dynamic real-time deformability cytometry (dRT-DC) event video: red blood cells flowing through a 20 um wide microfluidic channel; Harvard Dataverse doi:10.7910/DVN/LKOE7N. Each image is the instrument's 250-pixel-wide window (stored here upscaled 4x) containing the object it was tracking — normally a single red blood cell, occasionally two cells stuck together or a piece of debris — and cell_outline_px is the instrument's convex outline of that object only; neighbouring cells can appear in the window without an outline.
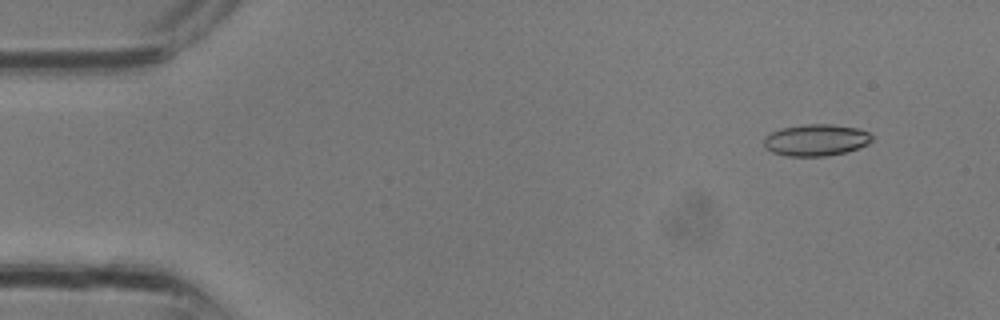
{"species": "common noctule bat (a hibernating species)", "species_latin": "Nyctalus noctula", "temperature_condition": "room temperature", "stored_images_in_passage": 8, "camera_frame_rate_fps": 3000, "um_per_image_px": 0.085, "animal": {"sex": "male", "body_mass_g": 13.3}, "frame": {"image": 1, "passage_image": 1, "time_ms": 0.0, "image_size_px": [1000, 320], "cell_outline_px": [[872, 140], [868, 144], [844, 152], [824, 156], [788, 156], [772, 152], [764, 148], [764, 136], [780, 128], [804, 124], [832, 124], [856, 128], [868, 132], [872, 136]], "centroid_in_image_um": [69.32, 11.9], "position_along_channel_um": 15.7, "area_um2": 19.88}}